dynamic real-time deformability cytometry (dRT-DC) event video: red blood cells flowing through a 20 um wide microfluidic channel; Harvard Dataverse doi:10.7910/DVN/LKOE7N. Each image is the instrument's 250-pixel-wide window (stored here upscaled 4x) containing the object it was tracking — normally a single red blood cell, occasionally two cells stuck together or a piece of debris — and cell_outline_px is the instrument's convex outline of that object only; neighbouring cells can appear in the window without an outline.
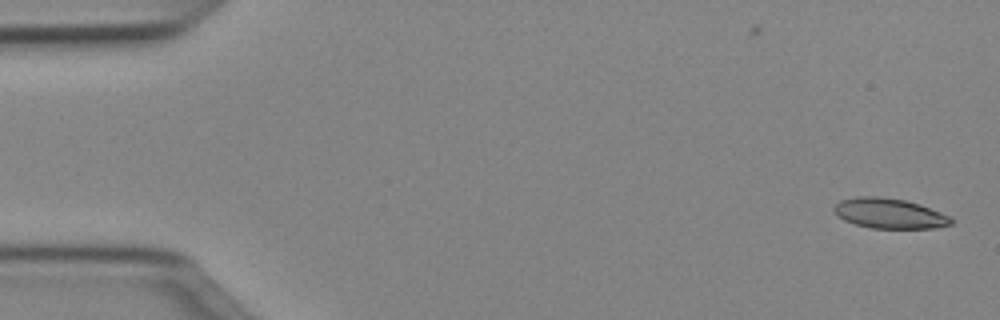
{"species": "Egyptian fruit bat (a non-hibernating species)", "species_latin": "Rousettus aegyptiacus", "temperature_condition": "cold", "stored_images_in_passage": 51, "segment_of_instrument_passage": [1, 2], "camera_frame_rate_fps": 3000, "um_per_image_px": 0.085, "animal": {"sex": "female"}, "frame": {"image": 1, "passage_image": 1, "time_ms": 0.0, "image_size_px": [1000, 320], "cell_outline_px": [[952, 224], [936, 228], [868, 228], [844, 220], [836, 216], [832, 208], [840, 200], [856, 196], [880, 196], [904, 200], [920, 204], [940, 212], [948, 216], [952, 220]], "centroid_in_image_um": [75.55, 18.13], "position_along_channel_um": 9.5, "area_um2": 20.63}}
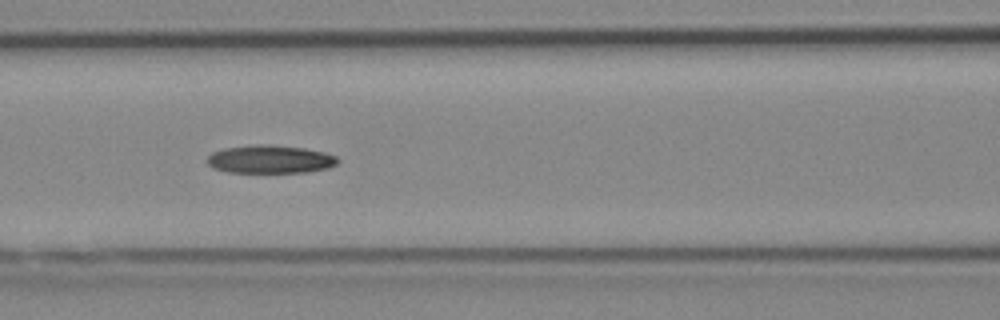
{"frame": {"image": 2, "passage_image": 21, "time_ms": 6.667, "image_size_px": [1000, 320], "cell_outline_px": [[340, 160], [336, 164], [328, 168], [308, 172], [228, 172], [212, 168], [208, 164], [208, 156], [212, 152], [224, 148], [256, 144], [268, 144], [304, 148], [324, 152], [336, 156]], "centroid_in_image_um": [22.97, 13.53], "position_along_channel_um": 143.6, "area_um2": 21.44}}
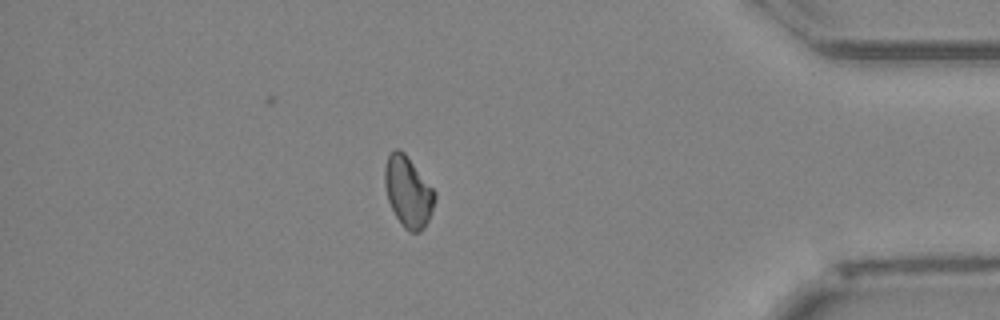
{"frame": {"image": 3, "passage_image": 43, "time_ms": 14.0, "image_size_px": [1000, 320], "cell_outline_px": [[436, 196], [428, 220], [424, 228], [420, 232], [408, 232], [400, 224], [388, 200], [384, 184], [384, 168], [388, 156], [396, 148], [400, 148], [404, 152], [436, 192]], "centroid_in_image_um": [34.68, 16.31], "position_along_channel_um": 400.5, "area_um2": 20.52}}